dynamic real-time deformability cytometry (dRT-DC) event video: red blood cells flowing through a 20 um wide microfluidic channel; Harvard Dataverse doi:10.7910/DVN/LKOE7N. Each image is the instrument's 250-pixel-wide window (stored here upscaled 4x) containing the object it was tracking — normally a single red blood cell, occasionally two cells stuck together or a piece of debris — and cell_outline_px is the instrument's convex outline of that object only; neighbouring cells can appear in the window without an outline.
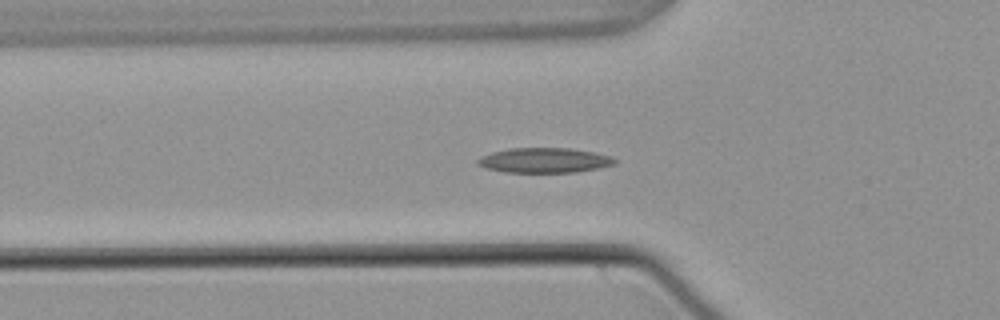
{"species": "common noctule bat (a hibernating species)", "species_latin": "Nyctalus noctula", "temperature_condition": "warm", "stored_images_in_passage": 52, "camera_frame_rate_fps": 3000, "um_per_image_px": 0.085, "animal": {"sex": "male", "body_mass_g": 21.5, "forearm_length_mm": 52.0}, "frame": {"image": 1, "passage_image": 15, "time_ms": 4.667, "image_size_px": [1000, 320], "cell_outline_px": [[616, 164], [600, 168], [576, 172], [504, 172], [484, 168], [476, 164], [476, 160], [480, 156], [492, 152], [508, 148], [568, 148], [592, 152], [612, 156], [616, 160]], "centroid_in_image_um": [46.24, 13.63], "position_along_channel_um": 79.6, "area_um2": 20.06}}
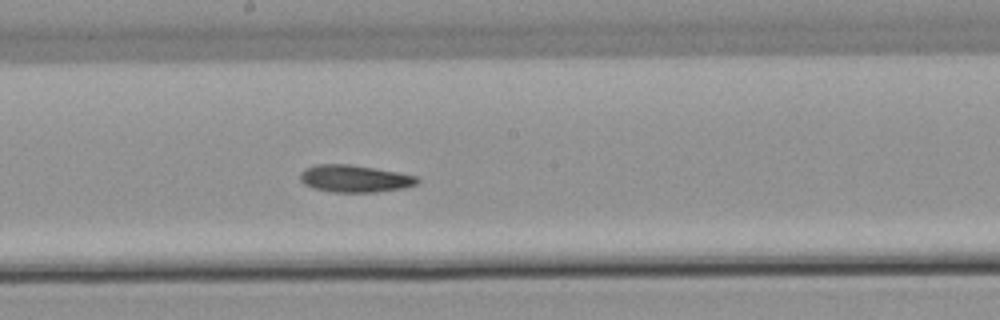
{"frame": {"image": 2, "passage_image": 26, "time_ms": 8.333, "image_size_px": [1000, 320], "cell_outline_px": [[420, 180], [416, 184], [404, 188], [376, 192], [332, 192], [312, 188], [304, 184], [300, 180], [300, 172], [304, 168], [316, 164], [352, 164], [400, 172], [416, 176]], "centroid_in_image_um": [30.13, 15.17], "position_along_channel_um": 218.1, "area_um2": 18.84}}
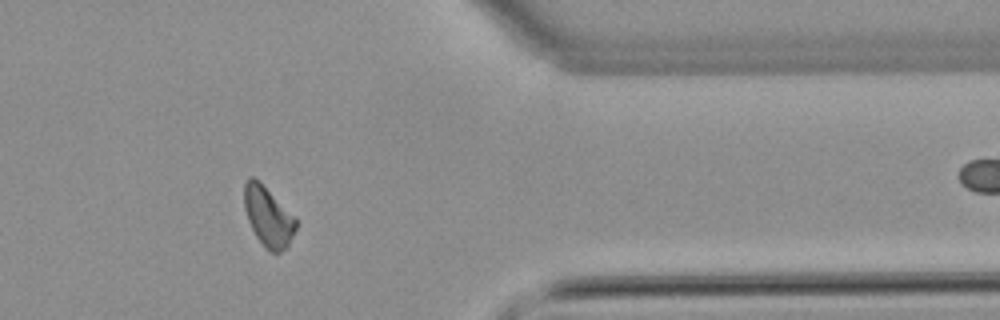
{"frame": {"image": 3, "passage_image": 41, "time_ms": 13.333, "image_size_px": [1000, 320], "cell_outline_px": [[296, 228], [288, 244], [280, 252], [272, 252], [264, 248], [256, 236], [248, 220], [244, 208], [244, 184], [248, 176], [252, 176], [260, 180], [296, 220]], "centroid_in_image_um": [22.75, 18.38], "position_along_channel_um": 388.7, "area_um2": 17.74}, "authors_computed_cell_mechanics": {"area_um2": 18.4382, "velocity_mm_per_s": 3.7767, "shape_relaxation_time_tau1_ms": null, "shape_relaxation_time_tau2_ms": 7.1656, "deformation_change_tau1": null, "deformation_change_tau2": 0.1417}}